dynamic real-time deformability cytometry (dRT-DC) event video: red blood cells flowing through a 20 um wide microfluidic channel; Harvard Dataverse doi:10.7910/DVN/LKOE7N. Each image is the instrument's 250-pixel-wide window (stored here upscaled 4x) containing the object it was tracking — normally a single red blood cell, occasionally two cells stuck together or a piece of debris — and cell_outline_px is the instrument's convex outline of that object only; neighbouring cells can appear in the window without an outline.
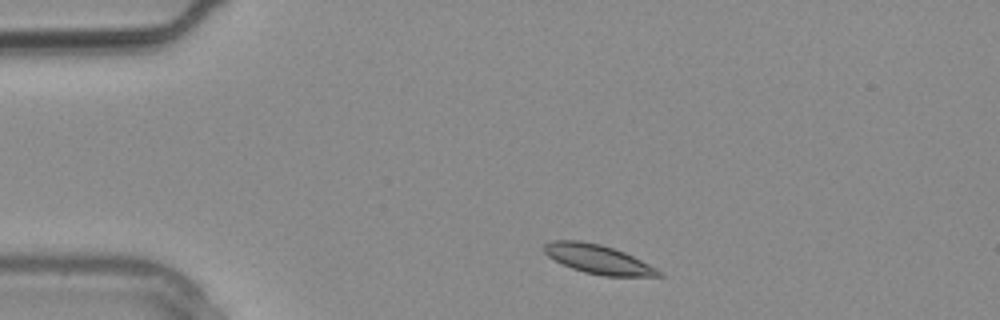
{"species": "common noctule bat (a hibernating species)", "species_latin": "Nyctalus noctula", "temperature_condition": "warm", "stored_images_in_passage": 2, "camera_frame_rate_fps": 3000, "um_per_image_px": 0.085, "animal": {"sex": "male", "body_mass_g": 20.4}, "frame": {"image": 1, "passage_image": 1, "time_ms": 0.0, "image_size_px": [1000, 320], "cell_outline_px": [[664, 276], [604, 276], [584, 272], [572, 268], [548, 256], [544, 252], [544, 244], [552, 240], [580, 240], [600, 244], [624, 252], [656, 268]], "centroid_in_image_um": [50.81, 22.02], "position_along_channel_um": 34.2, "area_um2": 19.07}}
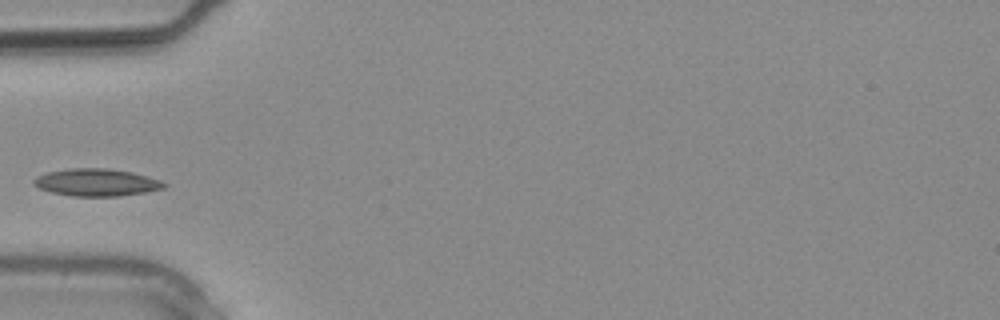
{"frame": {"image": 2, "passage_image": 2, "time_ms": 0.333, "image_size_px": [1000, 320], "cell_outline_px": [[168, 184], [164, 188], [148, 192], [120, 196], [72, 196], [52, 192], [40, 188], [32, 184], [32, 180], [36, 176], [48, 172], [68, 168], [108, 168], [132, 172], [160, 180]], "centroid_in_image_um": [8.2, 15.5], "position_along_channel_um": 76.8, "area_um2": 20.87}}